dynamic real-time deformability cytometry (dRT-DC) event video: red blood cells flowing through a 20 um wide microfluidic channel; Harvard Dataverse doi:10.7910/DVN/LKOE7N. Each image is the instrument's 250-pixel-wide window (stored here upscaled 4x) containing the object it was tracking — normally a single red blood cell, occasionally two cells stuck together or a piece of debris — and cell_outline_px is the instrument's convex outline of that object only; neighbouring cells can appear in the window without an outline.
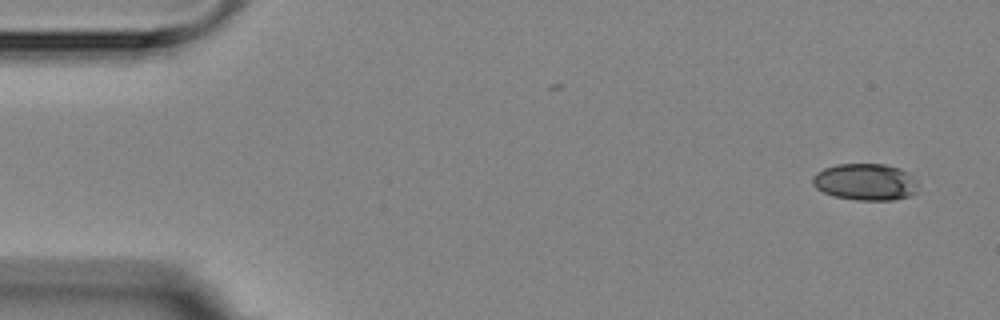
{"species": "Egyptian fruit bat (a non-hibernating species)", "species_latin": "Rousettus aegyptiacus", "temperature_condition": "room temperature", "stored_images_in_passage": 5, "camera_frame_rate_fps": 3000, "um_per_image_px": 0.085, "animal": {"sex": "female"}, "frame": {"image": 1, "passage_image": 1, "time_ms": 0.0, "image_size_px": [1000, 320], "cell_outline_px": [[916, 192], [912, 196], [892, 200], [856, 200], [836, 196], [824, 192], [816, 188], [812, 184], [812, 176], [816, 172], [824, 168], [836, 164], [884, 164], [900, 168], [916, 180]], "centroid_in_image_um": [73.54, 15.46], "position_along_channel_um": 11.5, "area_um2": 22.6}}
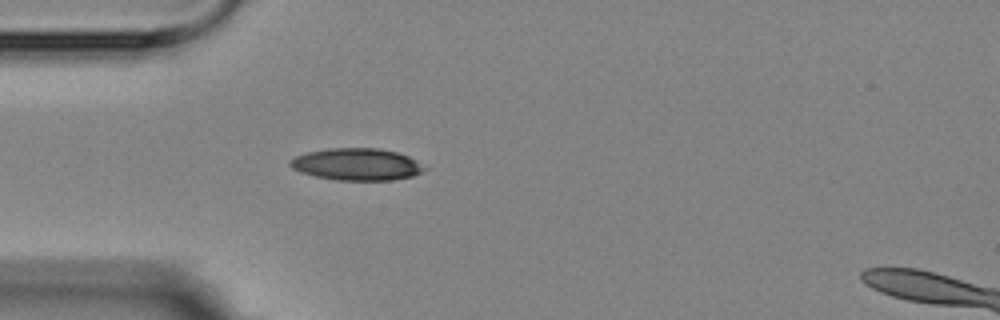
{"frame": {"image": 2, "passage_image": 5, "time_ms": 4.333, "image_size_px": [1000, 320], "cell_outline_px": [[428, 168], [412, 176], [392, 180], [336, 180], [316, 176], [300, 172], [292, 168], [288, 164], [288, 160], [296, 156], [308, 152], [328, 148], [380, 148], [396, 152], [408, 156], [416, 160]], "centroid_in_image_um": [30.31, 13.96], "position_along_channel_um": 54.7, "area_um2": 25.09}}